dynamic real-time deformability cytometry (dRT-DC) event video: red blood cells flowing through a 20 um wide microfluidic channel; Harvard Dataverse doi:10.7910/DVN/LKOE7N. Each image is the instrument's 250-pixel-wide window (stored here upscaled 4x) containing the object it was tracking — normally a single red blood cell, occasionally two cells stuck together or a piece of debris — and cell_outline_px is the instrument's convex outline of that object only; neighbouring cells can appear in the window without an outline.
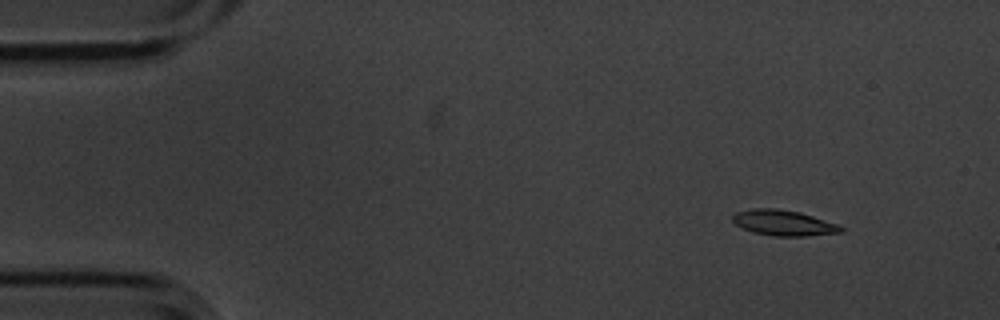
{"species": "common noctule bat (a hibernating species)", "species_latin": "Nyctalus noctula", "temperature_condition": "cold", "stored_images_in_passage": 6, "camera_frame_rate_fps": 3000, "um_per_image_px": 0.085, "animal": {"sex": "male", "body_mass_g": 20.1, "forearm_length_mm": 53.5}, "frame": {"image": 1, "passage_image": 2, "time_ms": 0.333, "image_size_px": [1000, 320], "cell_outline_px": [[844, 232], [808, 236], [772, 236], [752, 232], [736, 224], [732, 220], [732, 216], [736, 212], [752, 208], [776, 208], [800, 212], [836, 224], [844, 228]], "centroid_in_image_um": [66.59, 18.94], "position_along_channel_um": 18.4, "area_um2": 16.13}}